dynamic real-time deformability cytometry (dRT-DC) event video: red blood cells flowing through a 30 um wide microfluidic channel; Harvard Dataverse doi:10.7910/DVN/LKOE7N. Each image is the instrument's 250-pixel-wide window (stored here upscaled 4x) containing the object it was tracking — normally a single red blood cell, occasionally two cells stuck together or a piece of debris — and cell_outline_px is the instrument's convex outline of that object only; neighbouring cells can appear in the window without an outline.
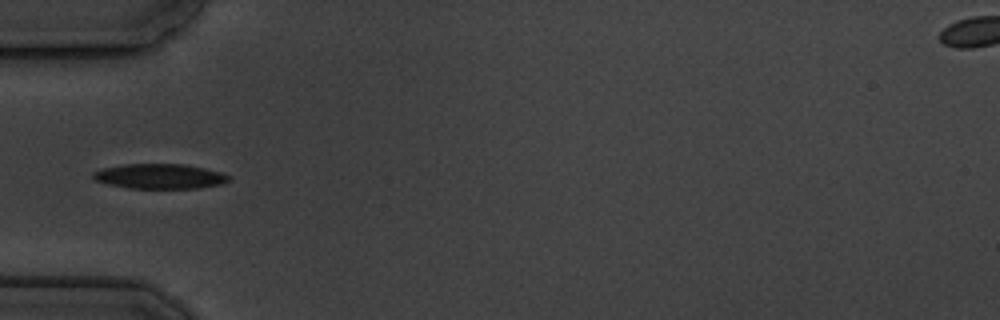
{"species": "common noctule bat (a hibernating species)", "species_latin": "Nyctalus noctula", "temperature_condition": "cold", "stored_images_in_passage": 10, "camera_frame_rate_fps": 3000, "um_per_image_px": 0.085, "animal": {"sex": "male", "body_mass_g": 19.5, "forearm_length_mm": 54.6}, "frame": {"image": 1, "passage_image": 4, "time_ms": 3.333, "image_size_px": [1000, 320], "cell_outline_px": [[232, 176], [228, 180], [220, 184], [200, 188], [128, 188], [108, 184], [96, 180], [92, 176], [92, 172], [104, 168], [124, 164], [184, 164], [224, 172]], "centroid_in_image_um": [13.61, 14.98], "position_along_channel_um": 71.4, "area_um2": 19.71}}
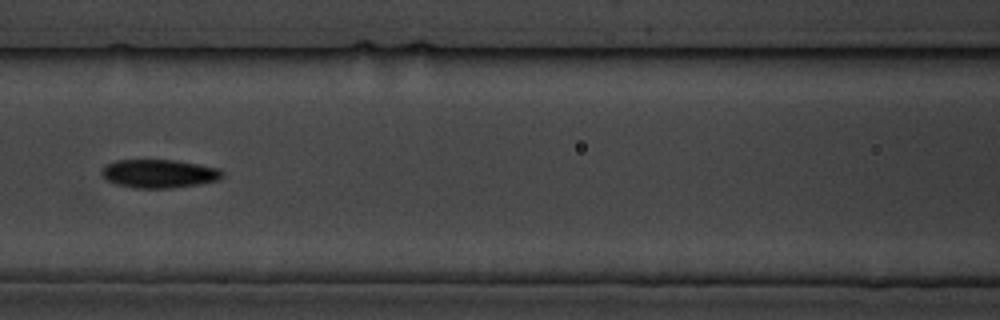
{"frame": {"image": 2, "passage_image": 6, "time_ms": 5.667, "image_size_px": [1000, 320], "cell_outline_px": [[224, 176], [220, 180], [200, 184], [172, 188], [136, 188], [116, 184], [108, 180], [100, 172], [100, 168], [104, 164], [116, 160], [176, 160], [220, 168], [224, 172]], "centroid_in_image_um": [13.54, 14.75], "position_along_channel_um": 153.1, "area_um2": 20.29}}
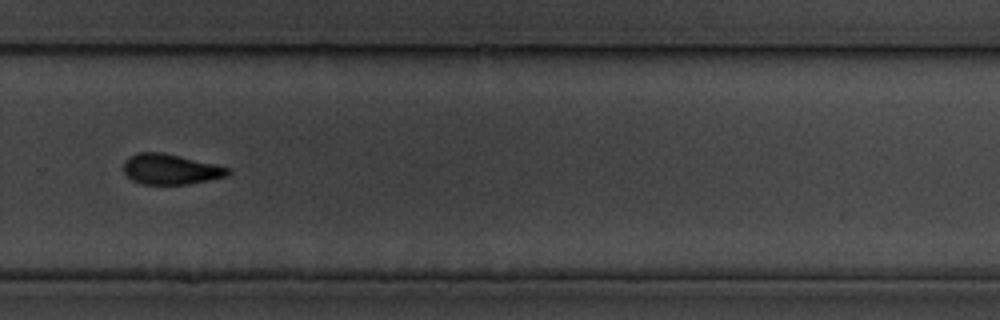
{"frame": {"image": 3, "passage_image": 10, "time_ms": 10.333, "image_size_px": [1000, 320], "cell_outline_px": [[232, 172], [228, 176], [188, 184], [140, 184], [132, 180], [124, 172], [124, 160], [128, 156], [140, 152], [164, 152], [216, 164], [232, 168]], "centroid_in_image_um": [14.52, 14.37], "position_along_channel_um": 315.3, "area_um2": 18.73}}